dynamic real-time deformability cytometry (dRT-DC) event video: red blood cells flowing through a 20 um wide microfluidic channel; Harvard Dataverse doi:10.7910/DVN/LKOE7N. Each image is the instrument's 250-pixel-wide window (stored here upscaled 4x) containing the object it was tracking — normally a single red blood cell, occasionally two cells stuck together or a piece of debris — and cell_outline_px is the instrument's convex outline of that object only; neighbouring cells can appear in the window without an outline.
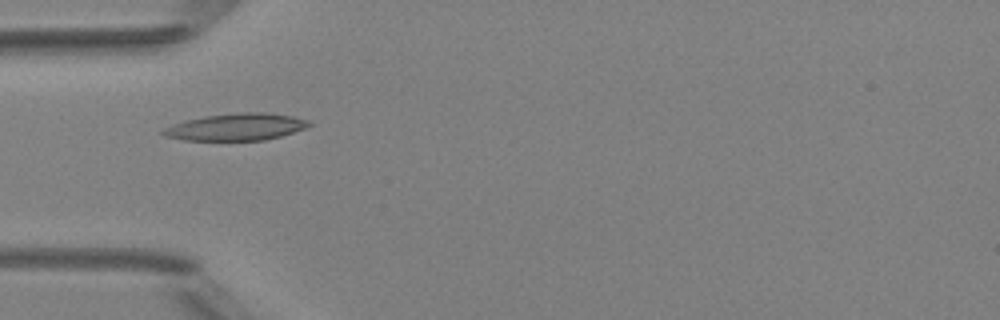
{"species": "Egyptian fruit bat (a non-hibernating species)", "species_latin": "Rousettus aegyptiacus", "temperature_condition": "room temperature", "stored_images_in_passage": 1, "camera_frame_rate_fps": 3000, "um_per_image_px": 0.085, "animal": {"sex": "female"}, "frame": {"image": 1, "passage_image": 1, "time_ms": 0.0, "image_size_px": [1000, 320], "cell_outline_px": [[312, 124], [304, 128], [280, 136], [264, 140], [184, 140], [164, 136], [160, 132], [164, 128], [188, 120], [204, 116], [236, 112], [260, 112], [292, 116], [312, 120]], "centroid_in_image_um": [20.09, 10.78], "position_along_channel_um": 64.9, "area_um2": 22.77}}